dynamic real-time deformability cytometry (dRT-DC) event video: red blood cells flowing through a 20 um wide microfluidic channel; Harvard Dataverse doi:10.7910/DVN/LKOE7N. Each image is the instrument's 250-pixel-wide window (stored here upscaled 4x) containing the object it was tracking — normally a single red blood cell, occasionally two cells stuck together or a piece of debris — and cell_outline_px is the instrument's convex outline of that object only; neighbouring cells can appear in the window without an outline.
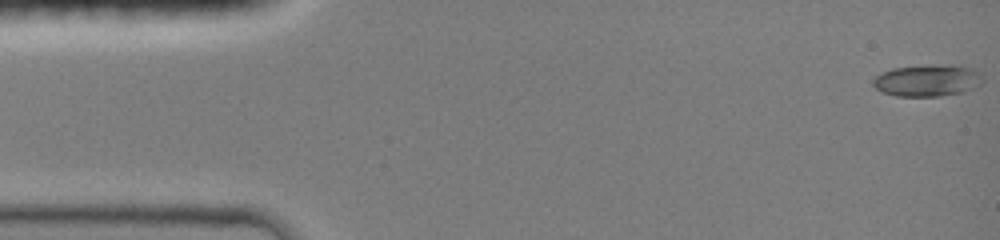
{"species": "common noctule bat (a hibernating species)", "species_latin": "Nyctalus noctula", "temperature_condition": "room temperature", "stored_images_in_passage": 12, "camera_frame_rate_fps": 3000, "um_per_image_px": 0.085, "animal": {"sex": "female", "body_mass_g": 19.0, "forearm_length_mm": 51.5}, "frame": {"image": 1, "passage_image": 1, "time_ms": 0.0, "image_size_px": [1000, 240], "cell_outline_px": [[980, 84], [964, 92], [940, 96], [896, 96], [884, 92], [876, 88], [872, 84], [872, 80], [880, 72], [892, 68], [952, 64], [972, 68], [980, 72]], "centroid_in_image_um": [78.81, 6.84], "position_along_channel_um": 6.2, "area_um2": 20.17}}
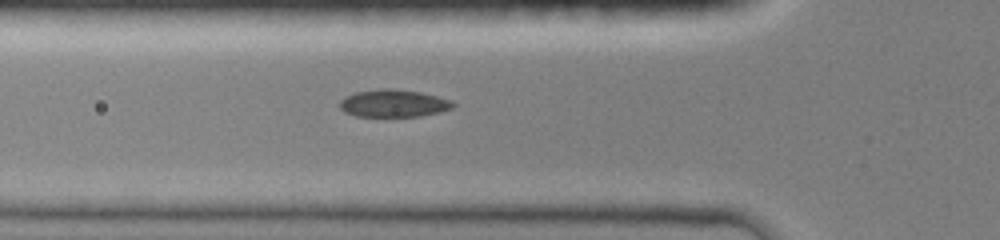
{"frame": {"image": 2, "passage_image": 10, "time_ms": 5.0, "image_size_px": [1000, 240], "cell_outline_px": [[456, 104], [452, 108], [420, 116], [356, 116], [344, 112], [340, 108], [340, 100], [344, 96], [356, 92], [380, 88], [388, 88], [420, 92], [452, 100]], "centroid_in_image_um": [33.42, 8.77], "position_along_channel_um": 92.4, "area_um2": 18.03}}
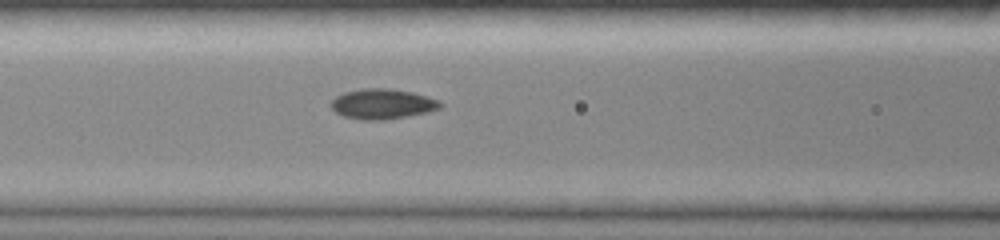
{"frame": {"image": 3, "passage_image": 12, "time_ms": 6.0, "image_size_px": [1000, 240], "cell_outline_px": [[444, 104], [440, 108], [424, 112], [384, 120], [360, 120], [344, 116], [336, 112], [332, 108], [332, 100], [336, 96], [344, 92], [360, 88], [392, 88], [412, 92], [428, 96], [440, 100]], "centroid_in_image_um": [32.51, 8.82], "position_along_channel_um": 134.1, "area_um2": 19.19}}